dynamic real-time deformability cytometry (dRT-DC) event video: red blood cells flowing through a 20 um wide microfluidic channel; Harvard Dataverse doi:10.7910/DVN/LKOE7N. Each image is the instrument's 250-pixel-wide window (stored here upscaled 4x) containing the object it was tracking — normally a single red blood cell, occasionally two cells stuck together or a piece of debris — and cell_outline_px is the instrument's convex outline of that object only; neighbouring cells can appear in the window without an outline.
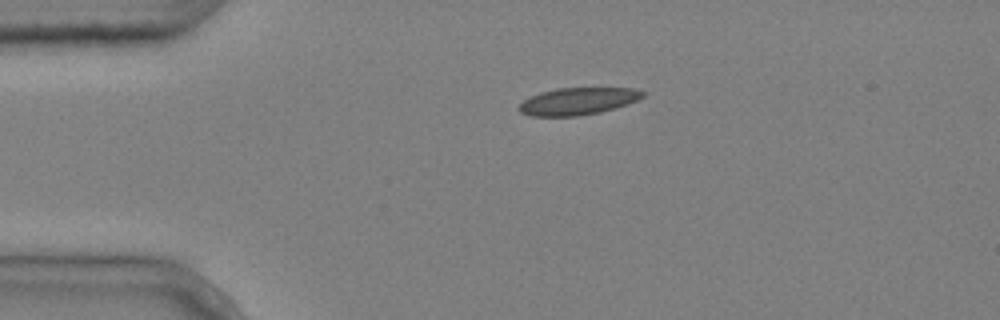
{"species": "common noctule bat (a hibernating species)", "species_latin": "Nyctalus noctula", "temperature_condition": "cold", "stored_images_in_passage": 2, "camera_frame_rate_fps": 3000, "um_per_image_px": 0.085, "animal": {"sex": "male", "body_mass_g": 20.4}, "frame": {"image": 1, "passage_image": 1, "time_ms": 0.0, "image_size_px": [1000, 320], "cell_outline_px": [[644, 96], [628, 104], [616, 108], [600, 112], [580, 116], [528, 116], [520, 112], [516, 108], [528, 96], [540, 92], [556, 88], [632, 88], [644, 92]], "centroid_in_image_um": [49.06, 8.61], "position_along_channel_um": 35.9, "area_um2": 19.77}}